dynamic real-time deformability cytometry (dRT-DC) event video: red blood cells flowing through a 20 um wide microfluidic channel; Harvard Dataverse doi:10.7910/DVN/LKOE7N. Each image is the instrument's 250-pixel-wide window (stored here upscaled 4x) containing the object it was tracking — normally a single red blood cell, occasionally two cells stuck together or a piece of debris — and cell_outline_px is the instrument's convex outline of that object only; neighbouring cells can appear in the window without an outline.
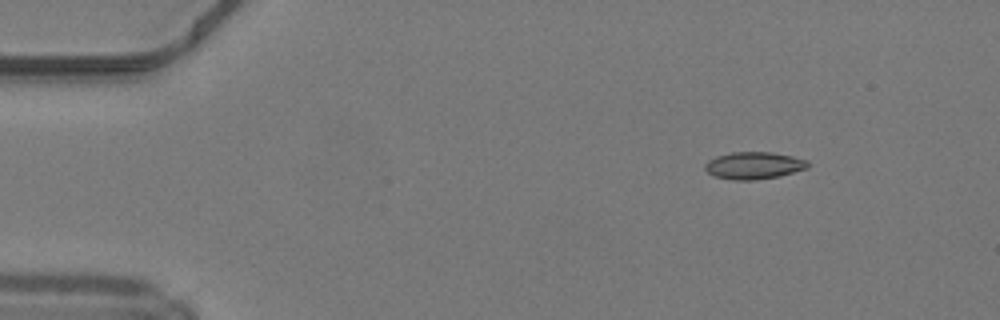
{"species": "common noctule bat (a hibernating species)", "species_latin": "Nyctalus noctula", "temperature_condition": "warm", "stored_images_in_passage": 43, "camera_frame_rate_fps": 3000, "um_per_image_px": 0.085, "animal": {"sex": "male", "body_mass_g": 19.2, "forearm_length_mm": 51.8}, "frame": {"image": 1, "passage_image": 1, "time_ms": 0.0, "image_size_px": [1000, 320], "cell_outline_px": [[808, 168], [780, 176], [756, 180], [736, 180], [712, 176], [704, 168], [704, 164], [708, 160], [716, 156], [732, 152], [772, 152], [792, 156], [808, 160]], "centroid_in_image_um": [64.07, 14.07], "position_along_channel_um": 20.9, "area_um2": 16.42}}
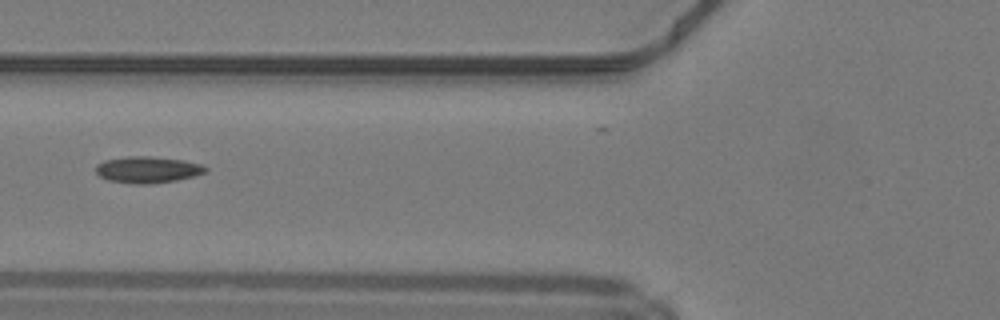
{"frame": {"image": 2, "passage_image": 14, "time_ms": 4.333, "image_size_px": [1000, 320], "cell_outline_px": [[208, 172], [176, 180], [148, 184], [132, 184], [108, 180], [100, 176], [96, 172], [96, 164], [104, 160], [128, 156], [148, 156], [184, 160], [200, 164], [208, 168]], "centroid_in_image_um": [12.53, 14.42], "position_along_channel_um": 113.3, "area_um2": 16.94}}
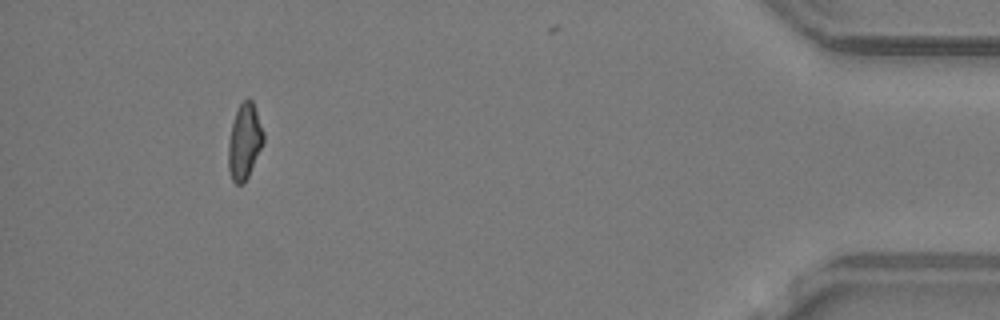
{"frame": {"image": 3, "passage_image": 40, "time_ms": 13.0, "image_size_px": [1000, 320], "cell_outline_px": [[264, 144], [244, 184], [236, 184], [232, 180], [228, 168], [228, 144], [232, 124], [236, 112], [240, 104], [248, 96], [252, 100], [264, 132]], "centroid_in_image_um": [20.79, 12.04], "position_along_channel_um": 414.4, "area_um2": 15.55}, "authors_computed_cell_mechanics": {"area_um2": 15.8372, "velocity_mm_per_s": 4.241, "shape_relaxation_time_tau1_ms": null, "shape_relaxation_time_tau2_ms": 5.3026, "deformation_change_tau1": null, "deformation_change_tau2": 0.1344}}